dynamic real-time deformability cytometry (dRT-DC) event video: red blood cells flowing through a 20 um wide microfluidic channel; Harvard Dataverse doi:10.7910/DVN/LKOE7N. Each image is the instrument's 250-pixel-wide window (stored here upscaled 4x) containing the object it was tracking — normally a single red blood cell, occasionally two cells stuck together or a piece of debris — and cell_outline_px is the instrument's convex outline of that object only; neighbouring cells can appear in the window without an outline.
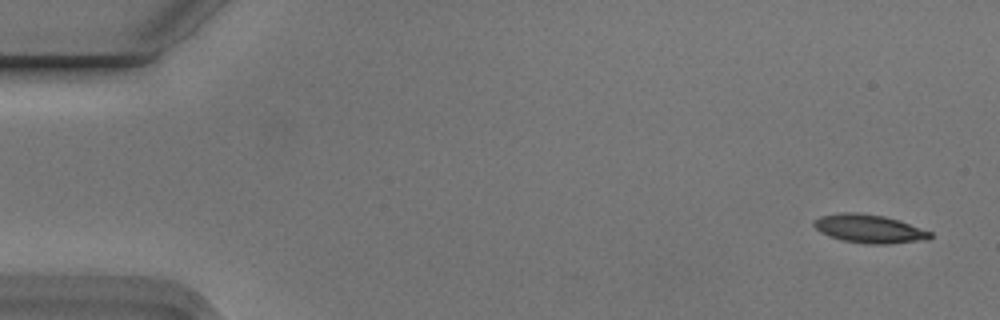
{"species": "Egyptian fruit bat (a non-hibernating species)", "species_latin": "Rousettus aegyptiacus", "temperature_condition": "cold", "stored_images_in_passage": 5, "camera_frame_rate_fps": 3000, "um_per_image_px": 0.085, "animal": {"sex": "male"}, "frame": {"image": 1, "passage_image": 1, "time_ms": 0.0, "image_size_px": [1000, 320], "cell_outline_px": [[932, 236], [928, 240], [888, 244], [864, 244], [840, 240], [820, 232], [812, 224], [812, 220], [820, 216], [840, 212], [860, 212], [884, 216], [900, 220], [932, 232]], "centroid_in_image_um": [73.87, 19.44], "position_along_channel_um": 11.1, "area_um2": 19.65}}
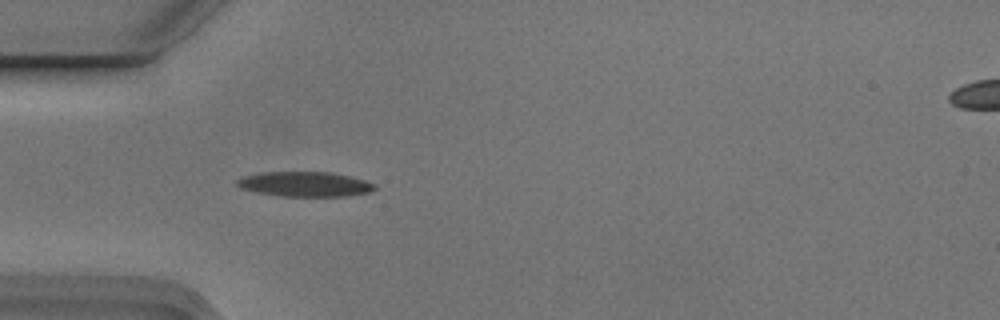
{"frame": {"image": 2, "passage_image": 5, "time_ms": 1.333, "image_size_px": [1000, 320], "cell_outline_px": [[376, 188], [368, 192], [348, 196], [276, 196], [256, 192], [240, 188], [236, 184], [236, 180], [244, 176], [260, 172], [332, 172], [364, 180], [376, 184]], "centroid_in_image_um": [25.88, 15.65], "position_along_channel_um": 59.1, "area_um2": 20.0}}